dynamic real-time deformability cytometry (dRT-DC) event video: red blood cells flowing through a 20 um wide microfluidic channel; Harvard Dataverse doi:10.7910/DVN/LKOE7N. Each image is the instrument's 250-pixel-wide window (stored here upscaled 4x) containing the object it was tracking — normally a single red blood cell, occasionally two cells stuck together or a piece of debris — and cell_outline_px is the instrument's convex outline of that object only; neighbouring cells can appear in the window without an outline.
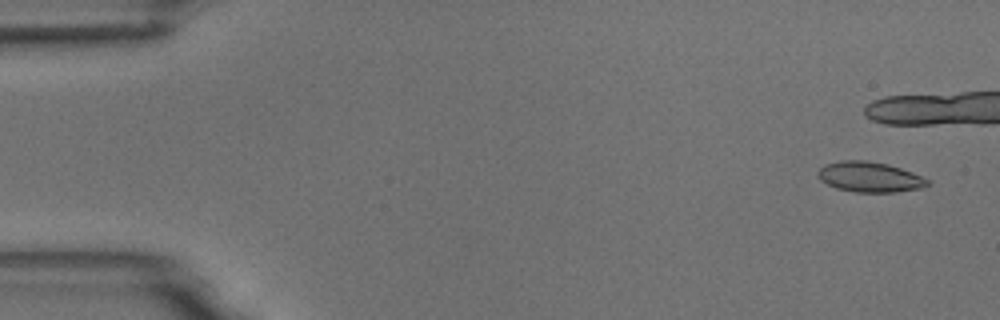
{"species": "common noctule bat (a hibernating species)", "species_latin": "Nyctalus noctula", "temperature_condition": "room temperature", "stored_images_in_passage": 5, "camera_frame_rate_fps": 3000, "um_per_image_px": 0.085, "animal": {"sex": "male", "body_mass_g": 18.8}, "frame": {"image": 1, "passage_image": 1, "time_ms": 0.0, "image_size_px": [1000, 320], "cell_outline_px": [[928, 184], [920, 188], [896, 192], [856, 192], [836, 188], [820, 180], [816, 176], [816, 172], [824, 164], [840, 160], [868, 160], [888, 164], [912, 172], [928, 180]], "centroid_in_image_um": [73.86, 15.03], "position_along_channel_um": 11.1, "area_um2": 19.36}}